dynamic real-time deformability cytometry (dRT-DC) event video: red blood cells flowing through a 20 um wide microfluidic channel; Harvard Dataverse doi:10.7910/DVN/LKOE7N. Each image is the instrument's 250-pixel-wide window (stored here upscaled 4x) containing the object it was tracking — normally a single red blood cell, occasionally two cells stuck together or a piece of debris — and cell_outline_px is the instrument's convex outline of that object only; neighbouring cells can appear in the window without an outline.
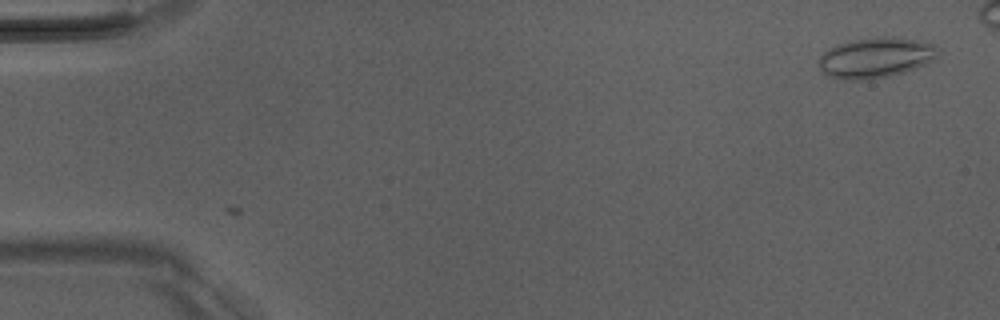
{"species": "Egyptian fruit bat (a non-hibernating species)", "species_latin": "Rousettus aegyptiacus", "temperature_condition": "room temperature", "stored_images_in_passage": 5, "camera_frame_rate_fps": 3000, "um_per_image_px": 0.085, "animal": {"sex": "male"}, "frame": {"image": 1, "passage_image": 5, "time_ms": 1.333, "image_size_px": [1000, 320], "cell_outline_px": [[940, 52], [932, 60], [924, 64], [904, 72], [888, 76], [868, 80], [844, 80], [820, 72], [820, 56], [828, 48], [836, 44], [852, 40], [880, 36], [892, 36], [916, 40], [932, 44]], "centroid_in_image_um": [74.4, 4.89], "position_along_channel_um": 10.6, "area_um2": 27.98}}